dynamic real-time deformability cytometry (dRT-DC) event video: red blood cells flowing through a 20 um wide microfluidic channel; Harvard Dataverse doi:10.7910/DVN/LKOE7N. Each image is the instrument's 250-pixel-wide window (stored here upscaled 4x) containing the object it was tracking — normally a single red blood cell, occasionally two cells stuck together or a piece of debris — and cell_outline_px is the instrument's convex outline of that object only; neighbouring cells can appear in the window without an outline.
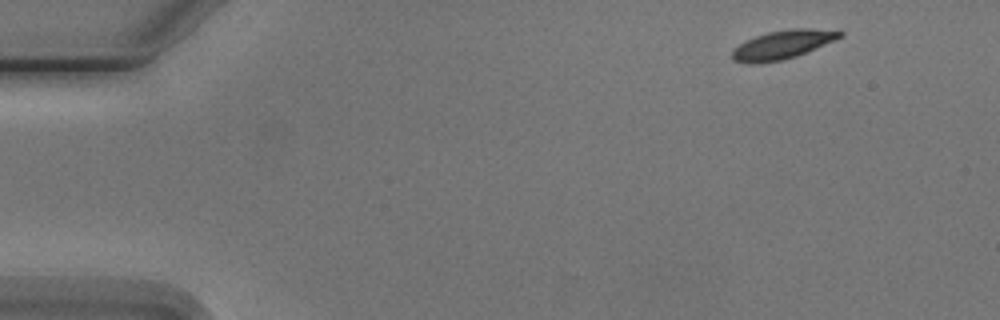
{"species": "Egyptian fruit bat (a non-hibernating species)", "species_latin": "Rousettus aegyptiacus", "temperature_condition": "cold", "stored_images_in_passage": 3, "camera_frame_rate_fps": 3000, "um_per_image_px": 0.085, "animal": {"sex": "male"}, "frame": {"image": 1, "passage_image": 1, "time_ms": 0.0, "image_size_px": [1000, 320], "cell_outline_px": [[844, 36], [836, 40], [796, 56], [780, 60], [752, 64], [732, 60], [732, 48], [756, 36], [768, 32], [792, 28], [840, 28], [844, 32]], "centroid_in_image_um": [66.62, 3.76], "position_along_channel_um": 18.4, "area_um2": 18.26}}
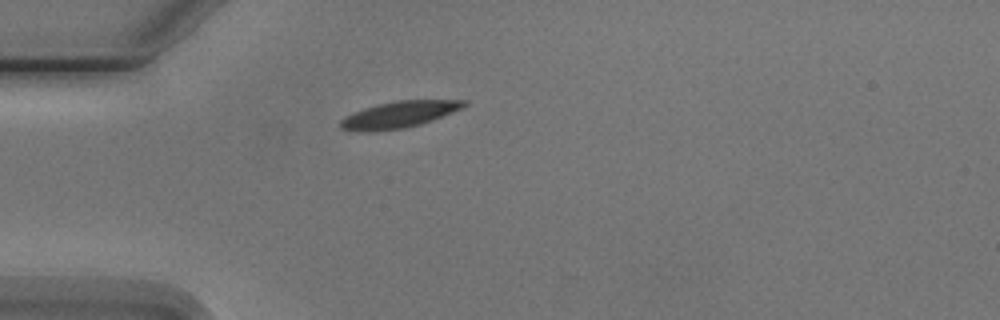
{"frame": {"image": 2, "passage_image": 3, "time_ms": 3.333, "image_size_px": [1000, 320], "cell_outline_px": [[468, 104], [464, 108], [432, 120], [420, 124], [404, 128], [368, 132], [360, 132], [340, 128], [340, 120], [344, 116], [364, 108], [376, 104], [396, 100], [468, 100]], "centroid_in_image_um": [33.92, 9.73], "position_along_channel_um": 51.1, "area_um2": 19.25}}